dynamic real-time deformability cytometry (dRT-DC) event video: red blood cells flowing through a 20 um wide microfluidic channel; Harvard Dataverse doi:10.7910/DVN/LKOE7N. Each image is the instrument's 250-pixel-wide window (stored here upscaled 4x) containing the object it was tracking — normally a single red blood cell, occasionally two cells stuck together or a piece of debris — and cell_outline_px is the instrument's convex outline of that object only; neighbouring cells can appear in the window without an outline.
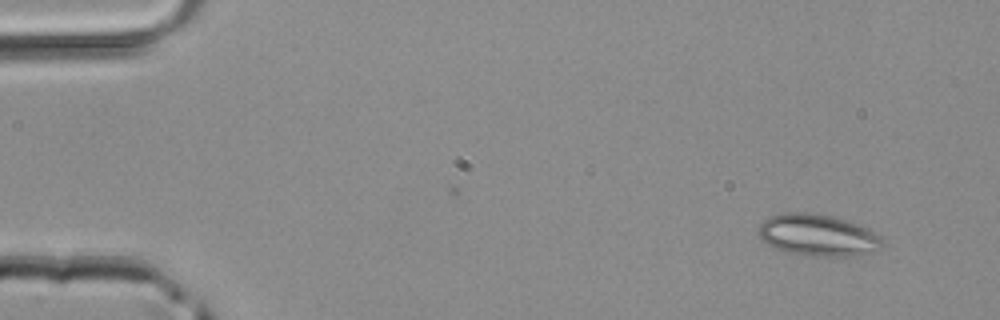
{"species": "common noctule bat (a hibernating species)", "species_latin": "Nyctalus noctula", "temperature_condition": "room temperature", "stored_images_in_passage": 4, "camera_frame_rate_fps": 3000, "um_per_image_px": 0.085, "animal": {"sex": "male", "body_mass_g": 20.4}, "frame": {"image": 1, "passage_image": 1, "time_ms": 0.0, "image_size_px": [1000, 320], "cell_outline_px": [[884, 236], [880, 248], [876, 252], [856, 256], [804, 256], [784, 252], [768, 244], [756, 232], [760, 224], [768, 216], [784, 212], [808, 212], [832, 216], [868, 228]], "centroid_in_image_um": [69.53, 20.0], "position_along_channel_um": 15.5, "area_um2": 30.63}}
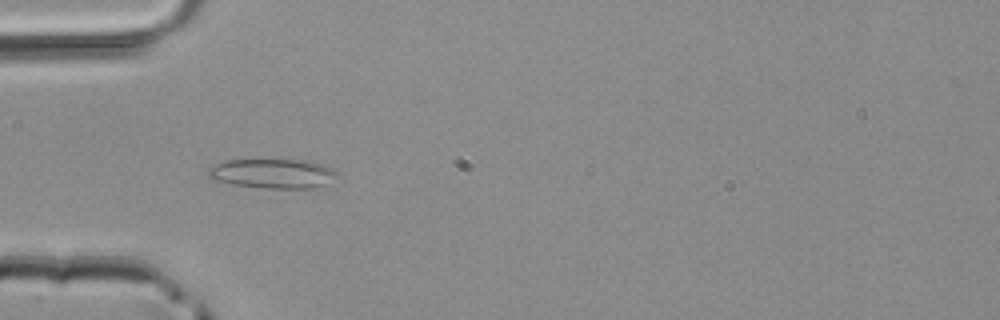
{"frame": {"image": 2, "passage_image": 3, "time_ms": 0.667, "image_size_px": [1000, 320], "cell_outline_px": [[340, 176], [316, 188], [264, 188], [232, 184], [212, 180], [208, 176], [208, 168], [224, 160], [312, 160], [324, 164], [340, 172]], "centroid_in_image_um": [23.23, 14.74], "position_along_channel_um": 61.8, "area_um2": 22.48}}
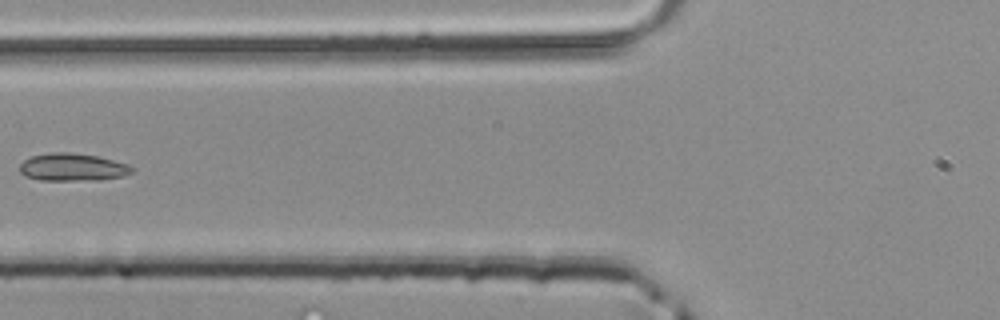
{"frame": {"image": 3, "passage_image": 4, "time_ms": 1.0, "image_size_px": [1000, 320], "cell_outline_px": [[136, 168], [132, 172], [124, 176], [100, 180], [40, 180], [24, 176], [20, 172], [20, 164], [24, 160], [32, 156], [52, 152], [68, 152], [96, 156], [128, 164]], "centroid_in_image_um": [6.18, 14.22], "position_along_channel_um": 119.6, "area_um2": 18.09}}